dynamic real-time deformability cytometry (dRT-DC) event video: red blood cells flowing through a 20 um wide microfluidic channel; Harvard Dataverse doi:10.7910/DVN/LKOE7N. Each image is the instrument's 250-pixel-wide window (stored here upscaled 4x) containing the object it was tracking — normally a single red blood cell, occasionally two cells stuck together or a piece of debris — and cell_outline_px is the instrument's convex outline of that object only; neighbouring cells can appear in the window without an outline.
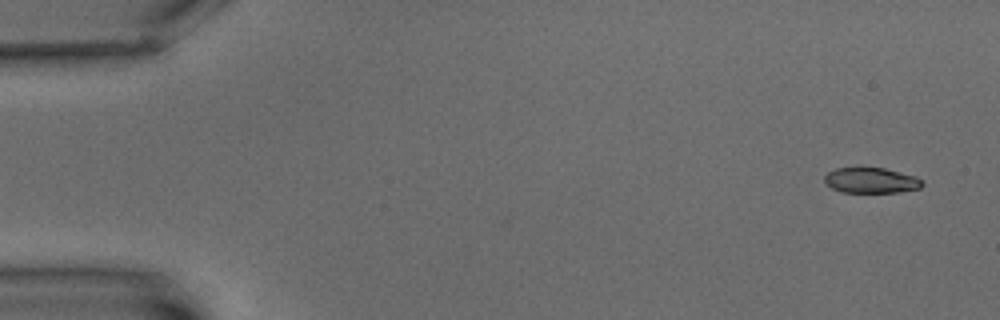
{"species": "common noctule bat (a hibernating species)", "species_latin": "Nyctalus noctula", "temperature_condition": "warm", "stored_images_in_passage": 6, "camera_frame_rate_fps": 3000, "um_per_image_px": 0.085, "animal": {"sex": "male", "body_mass_g": 15.6}, "frame": {"image": 1, "passage_image": 1, "time_ms": 0.0, "image_size_px": [1000, 320], "cell_outline_px": [[924, 184], [920, 188], [900, 192], [840, 192], [824, 184], [824, 176], [828, 172], [836, 168], [884, 168], [916, 176], [924, 180]], "centroid_in_image_um": [74.05, 15.34], "position_along_channel_um": 11.0, "area_um2": 14.62}}
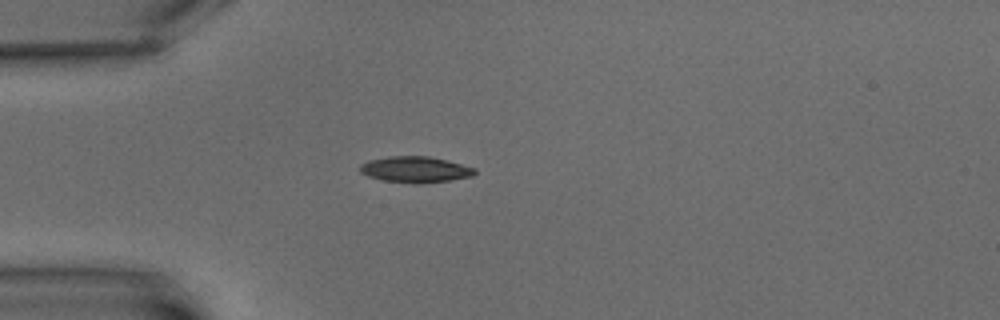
{"frame": {"image": 2, "passage_image": 5, "time_ms": 5.0, "image_size_px": [1000, 320], "cell_outline_px": [[476, 172], [472, 176], [448, 180], [416, 184], [384, 180], [368, 176], [360, 172], [360, 164], [368, 160], [388, 156], [428, 156], [448, 160], [476, 168]], "centroid_in_image_um": [35.29, 14.39], "position_along_channel_um": 49.7, "area_um2": 17.4}}